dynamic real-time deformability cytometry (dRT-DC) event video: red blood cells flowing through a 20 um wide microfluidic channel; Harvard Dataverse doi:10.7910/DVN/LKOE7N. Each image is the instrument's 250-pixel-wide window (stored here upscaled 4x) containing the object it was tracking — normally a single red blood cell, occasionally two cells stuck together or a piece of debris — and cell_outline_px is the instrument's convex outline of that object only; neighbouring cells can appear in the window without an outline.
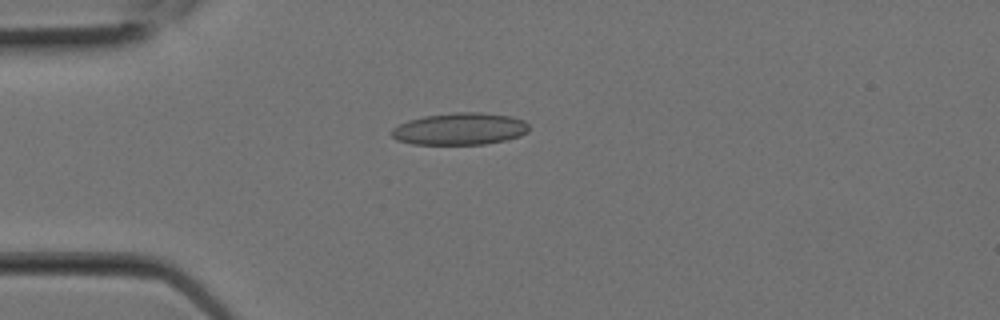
{"species": "Egyptian fruit bat (a non-hibernating species)", "species_latin": "Rousettus aegyptiacus", "temperature_condition": "room temperature", "stored_images_in_passage": 3, "camera_frame_rate_fps": 3000, "um_per_image_px": 0.085, "animal": {"sex": "female"}, "frame": {"image": 1, "passage_image": 3, "time_ms": 0.667, "image_size_px": [1000, 320], "cell_outline_px": [[528, 132], [520, 136], [504, 140], [484, 144], [412, 144], [396, 140], [392, 136], [392, 128], [408, 120], [424, 116], [452, 112], [480, 112], [512, 116], [524, 120], [528, 124]], "centroid_in_image_um": [39.09, 10.95], "position_along_channel_um": 45.9, "area_um2": 25.72}}